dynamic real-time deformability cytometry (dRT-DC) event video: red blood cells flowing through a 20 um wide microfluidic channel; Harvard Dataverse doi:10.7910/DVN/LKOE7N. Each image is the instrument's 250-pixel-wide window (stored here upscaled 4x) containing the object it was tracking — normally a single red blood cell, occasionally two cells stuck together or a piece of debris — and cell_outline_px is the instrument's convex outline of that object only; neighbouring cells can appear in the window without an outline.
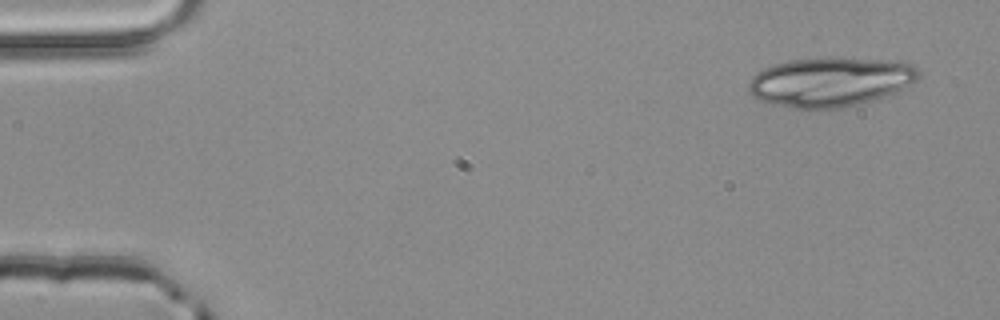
{"species": "common noctule bat (a hibernating species)", "species_latin": "Nyctalus noctula", "temperature_condition": "room temperature", "stored_images_in_passage": 3, "camera_frame_rate_fps": 3000, "um_per_image_px": 0.085, "animal": {"sex": "male", "body_mass_g": 20.4}, "frame": {"image": 1, "passage_image": 1, "time_ms": 0.0, "image_size_px": [1000, 320], "cell_outline_px": [[920, 72], [916, 80], [892, 92], [856, 104], [840, 108], [788, 108], [756, 100], [748, 92], [748, 80], [756, 72], [764, 68], [788, 60], [900, 60], [912, 64]], "centroid_in_image_um": [70.47, 6.98], "position_along_channel_um": 14.5, "area_um2": 47.63}}